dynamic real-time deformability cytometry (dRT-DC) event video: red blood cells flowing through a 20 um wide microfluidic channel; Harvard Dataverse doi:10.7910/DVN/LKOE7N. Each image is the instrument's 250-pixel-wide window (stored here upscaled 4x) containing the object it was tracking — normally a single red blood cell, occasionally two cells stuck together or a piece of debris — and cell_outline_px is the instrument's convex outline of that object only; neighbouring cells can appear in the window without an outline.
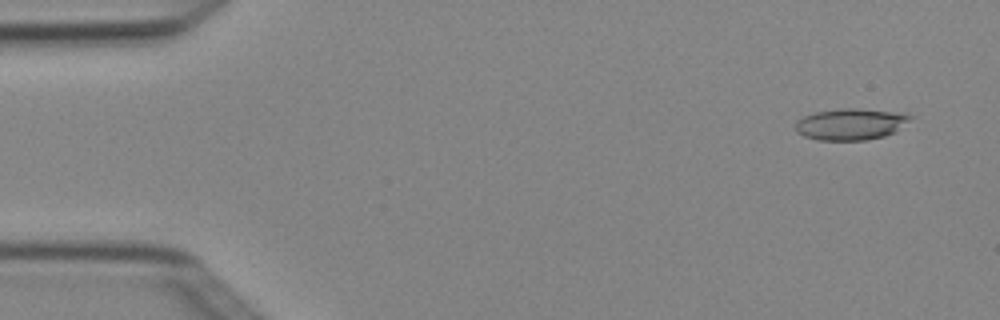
{"species": "Egyptian fruit bat (a non-hibernating species)", "species_latin": "Rousettus aegyptiacus", "temperature_condition": "cold", "stored_images_in_passage": 4, "camera_frame_rate_fps": 3000, "um_per_image_px": 0.085, "animal": {"sex": "female"}, "frame": {"image": 1, "passage_image": 1, "time_ms": 0.0, "image_size_px": [1000, 320], "cell_outline_px": [[912, 116], [896, 132], [884, 136], [864, 140], [816, 140], [804, 136], [796, 132], [796, 120], [804, 116], [816, 112], [840, 108], [856, 108], [908, 112]], "centroid_in_image_um": [72.33, 10.54], "position_along_channel_um": 12.7, "area_um2": 21.27}}
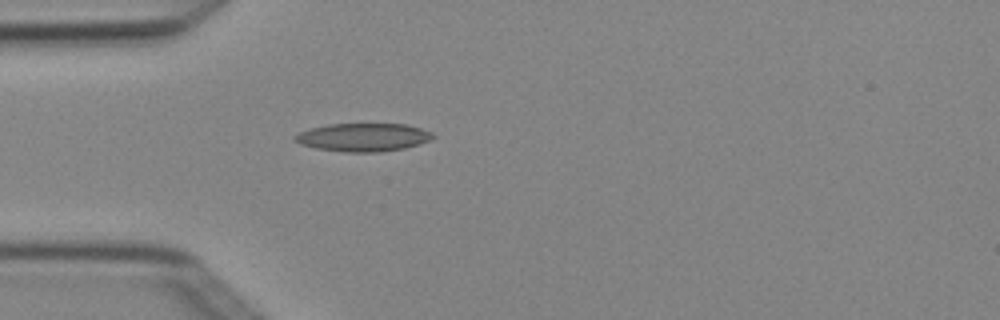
{"frame": {"image": 2, "passage_image": 4, "time_ms": 1.0, "image_size_px": [1000, 320], "cell_outline_px": [[436, 136], [428, 140], [404, 148], [380, 152], [344, 152], [316, 148], [300, 144], [292, 136], [300, 132], [312, 128], [328, 124], [408, 124], [432, 132]], "centroid_in_image_um": [30.87, 11.66], "position_along_channel_um": 54.1, "area_um2": 22.48}}